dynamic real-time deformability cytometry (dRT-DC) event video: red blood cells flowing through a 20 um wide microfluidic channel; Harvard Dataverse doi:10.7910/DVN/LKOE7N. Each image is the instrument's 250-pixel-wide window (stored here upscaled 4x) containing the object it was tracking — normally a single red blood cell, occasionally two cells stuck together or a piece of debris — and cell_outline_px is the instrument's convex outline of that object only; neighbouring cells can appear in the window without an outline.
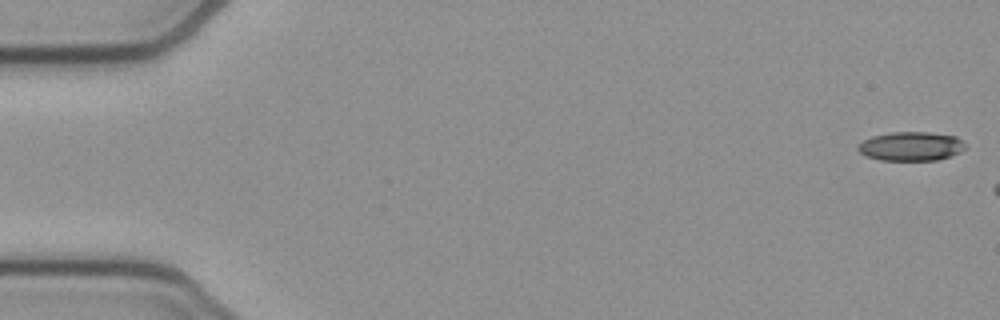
{"species": "common noctule bat (a hibernating species)", "species_latin": "Nyctalus noctula", "temperature_condition": "cold", "stored_images_in_passage": 7, "camera_frame_rate_fps": 3000, "um_per_image_px": 0.085, "animal": {"sex": "female", "body_mass_g": 21.9}, "frame": {"image": 1, "passage_image": 1, "time_ms": 0.0, "image_size_px": [1000, 320], "cell_outline_px": [[964, 148], [960, 152], [936, 160], [880, 160], [864, 156], [856, 148], [864, 140], [872, 136], [892, 132], [928, 132], [956, 136], [964, 144]], "centroid_in_image_um": [77.39, 12.43], "position_along_channel_um": 7.6, "area_um2": 17.98}}